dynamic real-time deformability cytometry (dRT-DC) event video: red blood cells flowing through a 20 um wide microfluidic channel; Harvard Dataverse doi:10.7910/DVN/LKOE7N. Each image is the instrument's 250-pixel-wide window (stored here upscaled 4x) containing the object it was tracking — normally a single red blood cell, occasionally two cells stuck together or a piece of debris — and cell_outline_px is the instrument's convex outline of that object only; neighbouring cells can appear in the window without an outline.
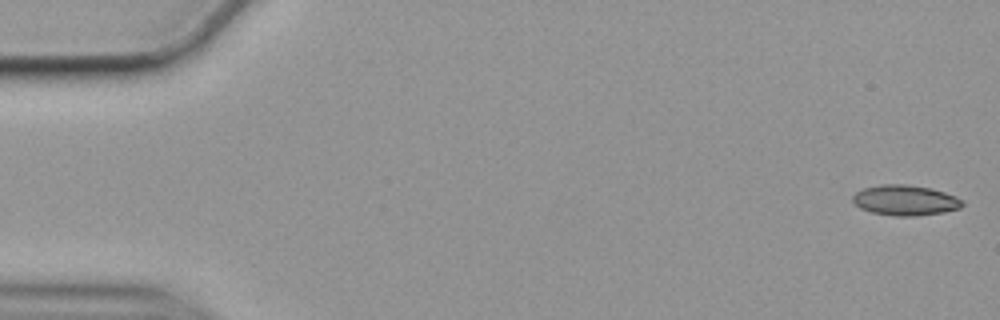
{"species": "common noctule bat (a hibernating species)", "species_latin": "Nyctalus noctula", "temperature_condition": "cold", "stored_images_in_passage": 56, "camera_frame_rate_fps": 3000, "um_per_image_px": 0.085, "animal": {"sex": "female", "body_mass_g": 19.9}, "frame": {"image": 1, "passage_image": 1, "time_ms": 0.0, "image_size_px": [1000, 320], "cell_outline_px": [[964, 204], [960, 208], [944, 212], [916, 216], [896, 216], [872, 212], [860, 208], [852, 200], [852, 196], [856, 192], [864, 188], [880, 184], [904, 184], [928, 188], [944, 192], [956, 196], [964, 200]], "centroid_in_image_um": [76.96, 17.02], "position_along_channel_um": 8.0, "area_um2": 19.36}}
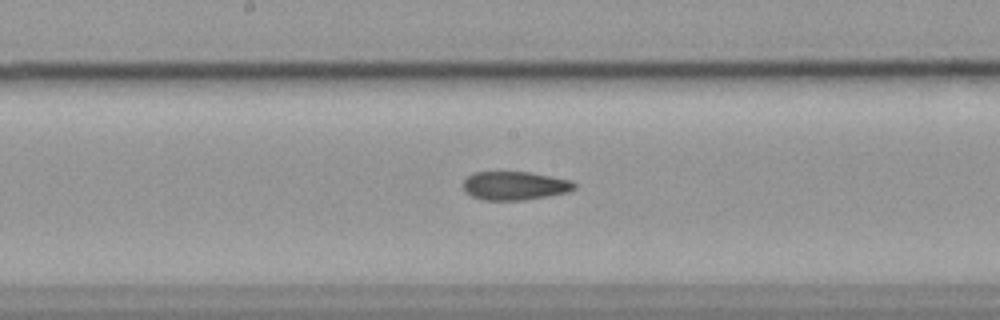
{"frame": {"image": 2, "passage_image": 29, "time_ms": 9.333, "image_size_px": [1000, 320], "cell_outline_px": [[576, 188], [568, 192], [548, 196], [524, 200], [484, 200], [472, 196], [464, 192], [464, 180], [472, 172], [532, 172], [572, 180], [576, 184]], "centroid_in_image_um": [43.78, 15.78], "position_along_channel_um": 204.4, "area_um2": 18.67}}
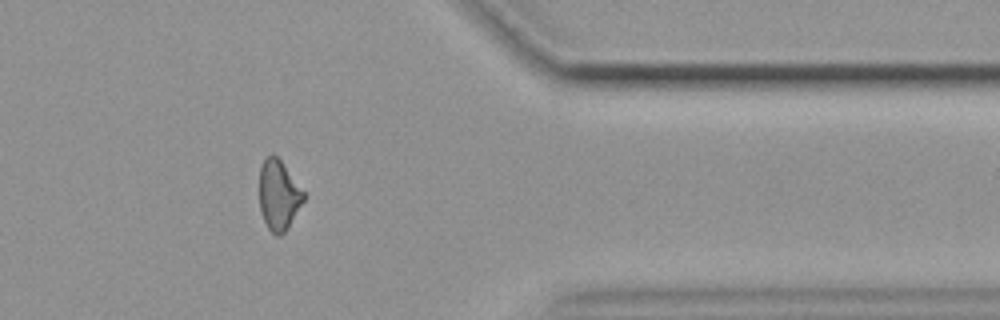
{"frame": {"image": 3, "passage_image": 46, "time_ms": 15.0, "image_size_px": [1000, 320], "cell_outline_px": [[304, 200], [288, 228], [280, 236], [276, 236], [268, 228], [264, 220], [260, 208], [260, 164], [272, 152], [280, 160], [304, 192]], "centroid_in_image_um": [23.67, 16.59], "position_along_channel_um": 387.7, "area_um2": 17.8}, "authors_computed_cell_mechanics": {"area_um2": 18.9295, "velocity_mm_per_s": 3.5434, "shape_relaxation_time_tau1_ms": null, "shape_relaxation_time_tau2_ms": 6.948, "deformation_change_tau1": null, "deformation_change_tau2": 0.1622}}